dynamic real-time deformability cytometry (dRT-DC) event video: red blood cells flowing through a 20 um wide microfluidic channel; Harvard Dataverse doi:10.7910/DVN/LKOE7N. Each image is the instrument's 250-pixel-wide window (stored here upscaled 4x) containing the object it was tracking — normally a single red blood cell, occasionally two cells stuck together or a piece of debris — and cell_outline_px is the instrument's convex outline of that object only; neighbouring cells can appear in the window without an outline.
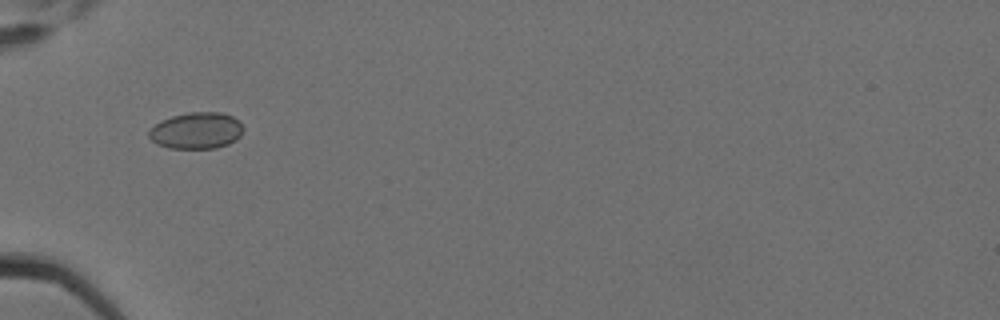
{"species": "Egyptian fruit bat (a non-hibernating species)", "species_latin": "Rousettus aegyptiacus", "temperature_condition": "cold", "stored_images_in_passage": 1, "camera_frame_rate_fps": 3000, "um_per_image_px": 0.085, "animal": {"sex": "female"}, "frame": {"image": 1, "passage_image": 1, "time_ms": 0.0, "image_size_px": [1000, 320], "cell_outline_px": [[244, 128], [240, 136], [236, 140], [228, 144], [216, 148], [168, 148], [156, 144], [148, 136], [148, 132], [156, 124], [172, 116], [188, 112], [220, 112], [232, 116]], "centroid_in_image_um": [16.7, 11.11], "position_along_channel_um": 68.3, "area_um2": 19.94}}